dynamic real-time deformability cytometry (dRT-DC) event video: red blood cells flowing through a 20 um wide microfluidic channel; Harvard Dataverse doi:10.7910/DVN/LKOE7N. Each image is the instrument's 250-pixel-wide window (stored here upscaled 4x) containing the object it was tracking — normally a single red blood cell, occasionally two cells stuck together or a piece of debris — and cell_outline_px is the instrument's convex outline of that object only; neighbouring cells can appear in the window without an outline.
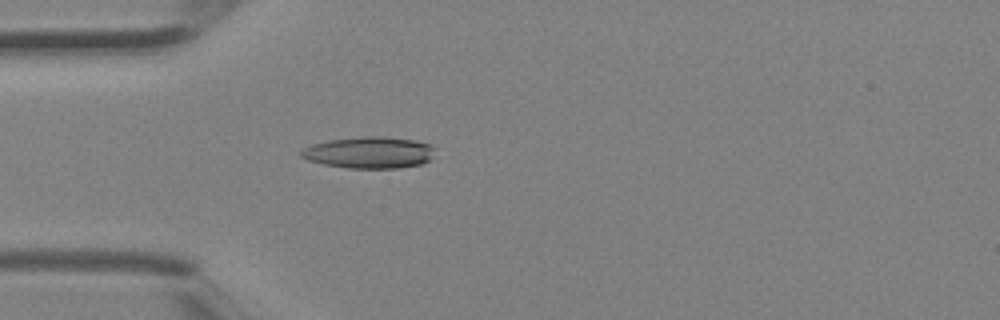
{"species": "Egyptian fruit bat (a non-hibernating species)", "species_latin": "Rousettus aegyptiacus", "temperature_condition": "room temperature", "stored_images_in_passage": 1, "camera_frame_rate_fps": 3000, "um_per_image_px": 0.085, "animal": {"sex": "female"}, "frame": {"image": 1, "passage_image": 1, "time_ms": 0.0, "image_size_px": [1000, 320], "cell_outline_px": [[432, 156], [428, 160], [420, 164], [400, 168], [348, 168], [324, 164], [308, 160], [300, 156], [300, 152], [304, 148], [312, 144], [332, 140], [360, 136], [384, 136], [416, 140], [432, 144]], "centroid_in_image_um": [31.39, 12.96], "position_along_channel_um": 53.6, "area_um2": 24.57}}